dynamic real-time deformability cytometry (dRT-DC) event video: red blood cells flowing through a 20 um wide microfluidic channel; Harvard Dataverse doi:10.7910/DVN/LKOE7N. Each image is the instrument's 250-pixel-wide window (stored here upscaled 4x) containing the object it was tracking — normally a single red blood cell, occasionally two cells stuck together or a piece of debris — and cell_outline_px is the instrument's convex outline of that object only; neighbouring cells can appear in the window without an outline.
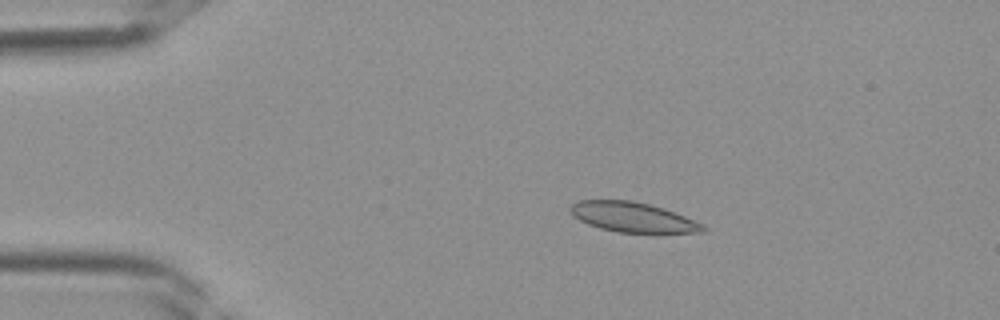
{"species": "Egyptian fruit bat (a non-hibernating species)", "species_latin": "Rousettus aegyptiacus", "temperature_condition": "room temperature", "stored_images_in_passage": 33, "camera_frame_rate_fps": 3000, "um_per_image_px": 0.085, "frame": {"image": 1, "passage_image": 1, "time_ms": 0.0, "image_size_px": [1000, 320], "cell_outline_px": [[708, 228], [704, 232], [616, 232], [600, 228], [588, 224], [572, 216], [568, 208], [572, 204], [580, 200], [632, 200], [664, 208], [704, 224]], "centroid_in_image_um": [53.76, 18.45], "position_along_channel_um": 31.2, "area_um2": 23.0}}
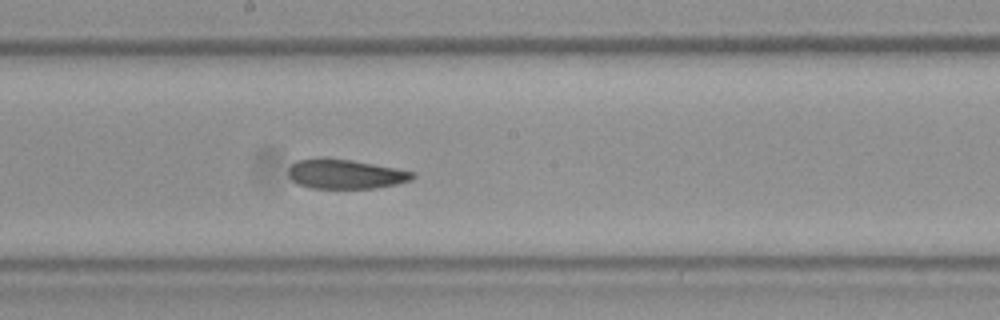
{"frame": {"image": 2, "passage_image": 15, "time_ms": 4.667, "image_size_px": [1000, 320], "cell_outline_px": [[416, 176], [412, 180], [396, 184], [376, 188], [308, 188], [292, 180], [288, 176], [288, 168], [296, 160], [320, 156], [324, 156], [352, 160], [396, 168], [416, 172]], "centroid_in_image_um": [29.34, 14.77], "position_along_channel_um": 218.9, "area_um2": 21.79}}
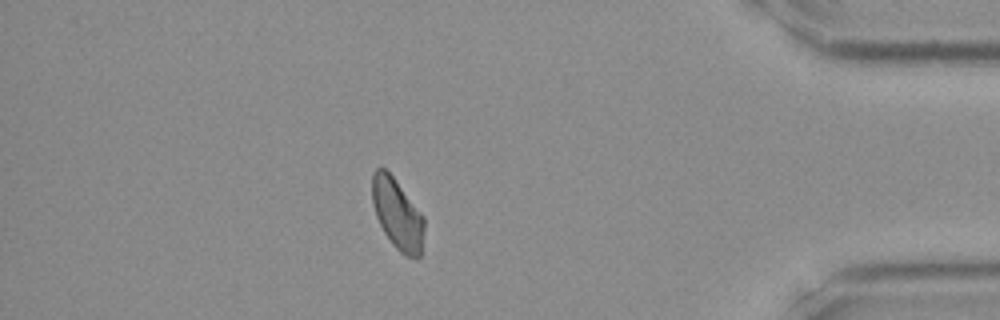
{"frame": {"image": 3, "passage_image": 28, "time_ms": 9.0, "image_size_px": [1000, 320], "cell_outline_px": [[424, 228], [420, 256], [404, 256], [392, 244], [384, 232], [376, 216], [372, 204], [372, 172], [376, 168], [384, 168], [392, 176], [424, 216]], "centroid_in_image_um": [33.76, 18.18], "position_along_channel_um": 401.4, "area_um2": 21.15}}